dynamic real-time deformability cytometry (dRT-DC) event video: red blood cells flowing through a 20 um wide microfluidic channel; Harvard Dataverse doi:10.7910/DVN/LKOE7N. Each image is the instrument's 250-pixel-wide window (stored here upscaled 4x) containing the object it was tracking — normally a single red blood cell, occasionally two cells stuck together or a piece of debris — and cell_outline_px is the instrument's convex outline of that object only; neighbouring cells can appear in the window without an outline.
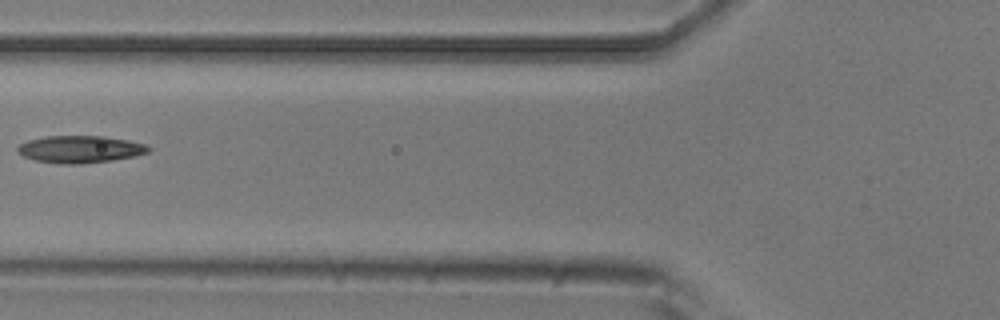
{"species": "common noctule bat (a hibernating species)", "species_latin": "Nyctalus noctula", "temperature_condition": "room temperature", "stored_images_in_passage": 7, "camera_frame_rate_fps": 3000, "um_per_image_px": 0.085, "animal": {"sex": "male", "body_mass_g": 20.5, "forearm_length_mm": 52.5}, "frame": {"image": 1, "passage_image": 6, "time_ms": 1.667, "image_size_px": [1000, 320], "cell_outline_px": [[152, 148], [148, 152], [132, 156], [112, 160], [80, 164], [64, 164], [36, 160], [24, 156], [16, 152], [16, 148], [20, 144], [28, 140], [48, 136], [104, 136], [128, 140], [148, 144]], "centroid_in_image_um": [6.82, 12.68], "position_along_channel_um": 119.0, "area_um2": 20.69}}
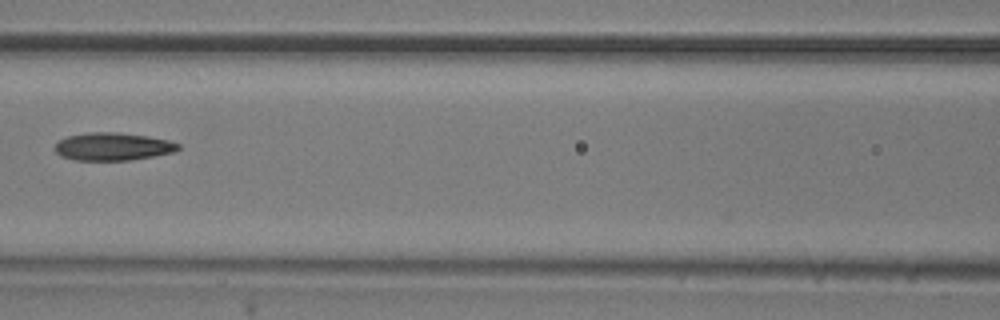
{"frame": {"image": 2, "passage_image": 7, "time_ms": 2.0, "image_size_px": [1000, 320], "cell_outline_px": [[180, 148], [172, 152], [152, 156], [128, 160], [76, 160], [60, 156], [56, 152], [56, 144], [60, 140], [68, 136], [88, 132], [116, 132], [148, 136], [168, 140], [180, 144]], "centroid_in_image_um": [9.58, 12.45], "position_along_channel_um": 157.0, "area_um2": 19.77}}